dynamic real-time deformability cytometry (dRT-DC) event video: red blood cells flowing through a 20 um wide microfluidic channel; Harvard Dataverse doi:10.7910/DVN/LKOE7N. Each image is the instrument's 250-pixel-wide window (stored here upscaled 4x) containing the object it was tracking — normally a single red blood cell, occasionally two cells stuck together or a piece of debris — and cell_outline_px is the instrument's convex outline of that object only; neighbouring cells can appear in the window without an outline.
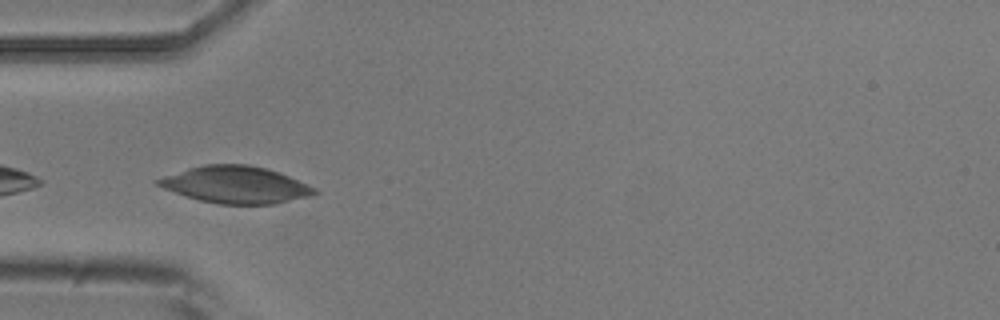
{"species": "common noctule bat (a hibernating species)", "species_latin": "Nyctalus noctula", "temperature_condition": "room temperature", "stored_images_in_passage": 35, "camera_frame_rate_fps": 3000, "um_per_image_px": 0.085, "animal": {"sex": "male", "body_mass_g": 20.5, "forearm_length_mm": 52.5}, "frame": {"image": 1, "passage_image": 6, "time_ms": 1.667, "image_size_px": [1000, 320], "cell_outline_px": [[320, 192], [312, 196], [272, 204], [216, 204], [200, 200], [164, 188], [156, 184], [152, 180], [188, 168], [204, 164], [248, 164], [268, 168], [288, 176], [316, 188]], "centroid_in_image_um": [20.05, 15.7], "position_along_channel_um": 65.0, "area_um2": 33.64}}